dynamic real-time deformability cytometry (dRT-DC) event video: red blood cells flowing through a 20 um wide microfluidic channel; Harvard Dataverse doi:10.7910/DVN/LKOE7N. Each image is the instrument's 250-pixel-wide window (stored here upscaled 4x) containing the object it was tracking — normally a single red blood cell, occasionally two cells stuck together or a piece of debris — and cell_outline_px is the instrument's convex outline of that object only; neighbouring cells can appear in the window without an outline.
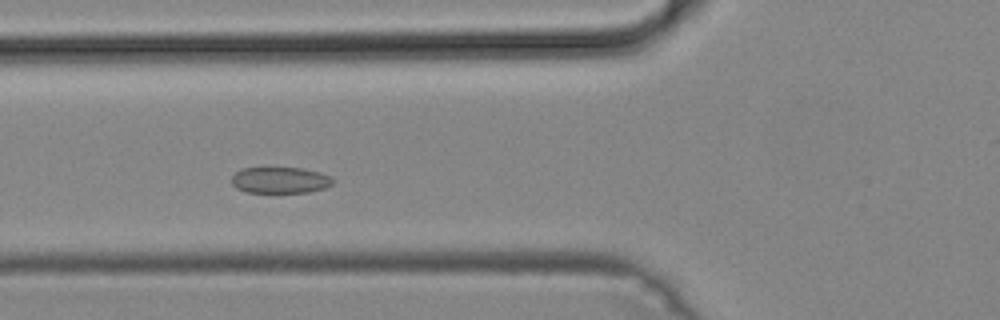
{"species": "common noctule bat (a hibernating species)", "species_latin": "Nyctalus noctula", "temperature_condition": "cold", "stored_images_in_passage": 44, "camera_frame_rate_fps": 3000, "um_per_image_px": 0.085, "animal": {"sex": "male", "body_mass_g": 19.2, "forearm_length_mm": 51.8}, "frame": {"image": 1, "passage_image": 13, "time_ms": 4.0, "image_size_px": [1000, 320], "cell_outline_px": [[332, 184], [324, 188], [308, 192], [244, 192], [236, 188], [232, 184], [232, 176], [240, 168], [304, 168], [320, 172], [332, 176]], "centroid_in_image_um": [23.8, 15.31], "position_along_channel_um": 102.0, "area_um2": 15.49}}
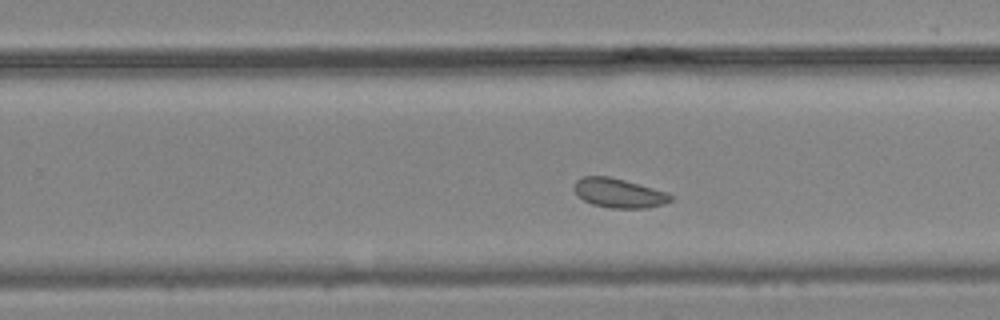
{"frame": {"image": 2, "passage_image": 26, "time_ms": 8.333, "image_size_px": [1000, 320], "cell_outline_px": [[672, 200], [664, 204], [648, 208], [608, 208], [592, 204], [584, 200], [572, 188], [576, 180], [584, 176], [608, 176], [624, 180], [668, 192], [672, 196]], "centroid_in_image_um": [52.61, 16.41], "position_along_channel_um": 277.2, "area_um2": 16.47}}
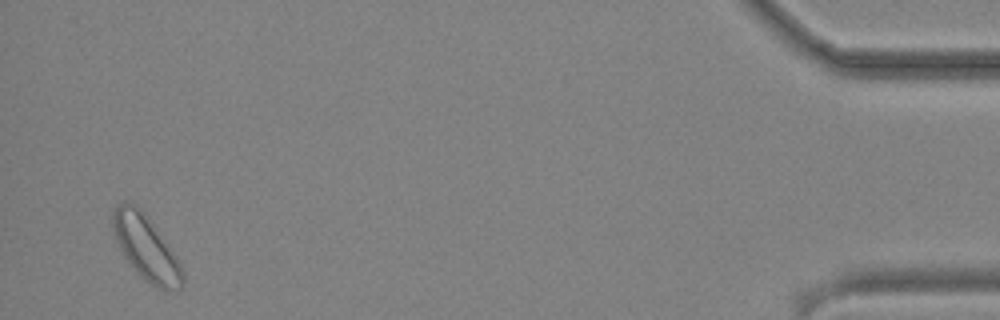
{"frame": {"image": 3, "passage_image": 43, "time_ms": 14.0, "image_size_px": [1000, 320], "cell_outline_px": [[184, 284], [180, 288], [168, 292], [156, 288], [144, 280], [132, 268], [124, 256], [112, 232], [112, 216], [116, 204], [124, 200], [132, 200], [144, 212], [180, 264], [184, 272]], "centroid_in_image_um": [12.38, 21.06], "position_along_channel_um": 422.8, "area_um2": 26.41}}